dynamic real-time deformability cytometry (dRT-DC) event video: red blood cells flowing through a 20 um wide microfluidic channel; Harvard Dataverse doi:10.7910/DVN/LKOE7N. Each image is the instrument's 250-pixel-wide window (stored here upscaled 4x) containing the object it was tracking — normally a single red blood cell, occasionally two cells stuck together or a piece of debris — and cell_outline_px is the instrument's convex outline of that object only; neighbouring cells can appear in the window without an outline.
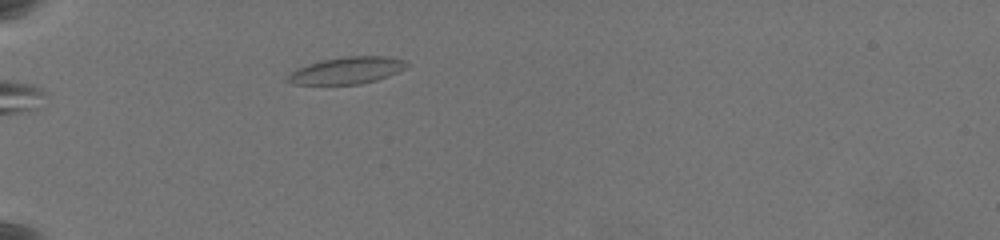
{"species": "common noctule bat (a hibernating species)", "species_latin": "Nyctalus noctula", "temperature_condition": "warm", "stored_images_in_passage": 5, "camera_frame_rate_fps": 3000, "um_per_image_px": 0.085, "animal": {"sex": "female", "body_mass_g": 19.5, "forearm_length_mm": 54.1}, "frame": {"image": 1, "passage_image": 3, "time_ms": 0.667, "image_size_px": [1000, 240], "cell_outline_px": [[412, 64], [408, 68], [388, 76], [376, 80], [360, 84], [292, 84], [284, 80], [284, 76], [308, 64], [324, 60], [344, 56], [388, 56], [404, 60]], "centroid_in_image_um": [29.53, 5.99], "position_along_channel_um": 55.5, "area_um2": 18.79}}